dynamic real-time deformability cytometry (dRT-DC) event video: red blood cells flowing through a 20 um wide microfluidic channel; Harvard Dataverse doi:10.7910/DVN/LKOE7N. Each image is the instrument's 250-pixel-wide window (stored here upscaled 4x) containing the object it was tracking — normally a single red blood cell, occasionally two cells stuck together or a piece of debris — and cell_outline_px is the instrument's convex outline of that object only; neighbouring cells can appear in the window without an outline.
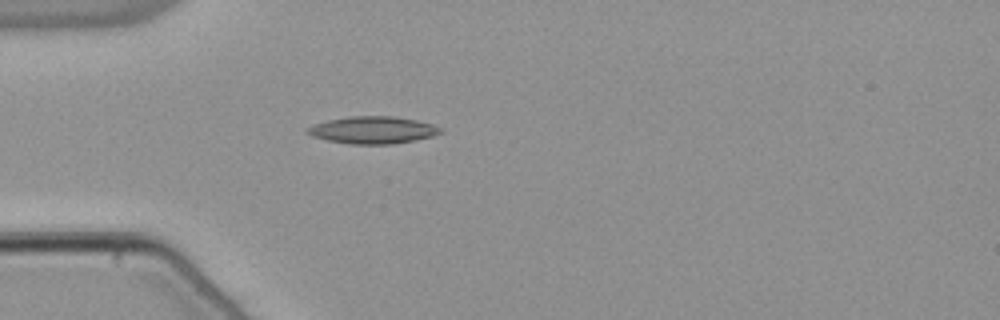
{"species": "common noctule bat (a hibernating species)", "species_latin": "Nyctalus noctula", "temperature_condition": "warm", "stored_images_in_passage": 31, "camera_frame_rate_fps": 3000, "um_per_image_px": 0.085, "animal": {"sex": "male", "body_mass_g": 21.5, "forearm_length_mm": 52.0}, "frame": {"image": 1, "passage_image": 1, "time_ms": 0.0, "image_size_px": [1000, 320], "cell_outline_px": [[444, 132], [432, 136], [416, 140], [392, 144], [352, 144], [328, 140], [312, 136], [304, 132], [312, 124], [328, 120], [348, 116], [392, 116], [416, 120], [432, 124], [440, 128]], "centroid_in_image_um": [31.68, 11.05], "position_along_channel_um": 53.3, "area_um2": 21.1}}
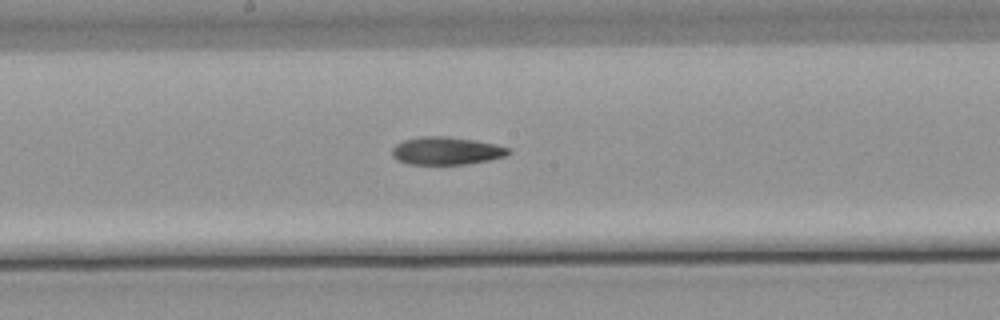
{"frame": {"image": 2, "passage_image": 14, "time_ms": 4.333, "image_size_px": [1000, 320], "cell_outline_px": [[512, 152], [504, 156], [488, 160], [468, 164], [408, 164], [396, 160], [392, 156], [392, 148], [396, 144], [404, 140], [420, 136], [448, 136], [476, 140], [496, 144], [512, 148]], "centroid_in_image_um": [37.95, 12.81], "position_along_channel_um": 210.2, "area_um2": 19.07}}
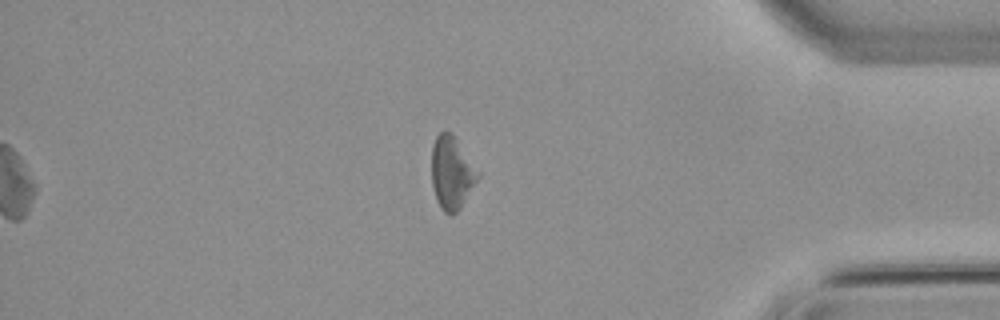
{"frame": {"image": 3, "passage_image": 31, "time_ms": 10.0, "image_size_px": [1000, 320], "cell_outline_px": [[480, 176], [460, 208], [452, 216], [444, 212], [436, 200], [432, 184], [432, 144], [436, 136], [440, 132], [452, 132], [480, 172]], "centroid_in_image_um": [38.4, 14.68], "position_along_channel_um": 396.8, "area_um2": 19.71}}